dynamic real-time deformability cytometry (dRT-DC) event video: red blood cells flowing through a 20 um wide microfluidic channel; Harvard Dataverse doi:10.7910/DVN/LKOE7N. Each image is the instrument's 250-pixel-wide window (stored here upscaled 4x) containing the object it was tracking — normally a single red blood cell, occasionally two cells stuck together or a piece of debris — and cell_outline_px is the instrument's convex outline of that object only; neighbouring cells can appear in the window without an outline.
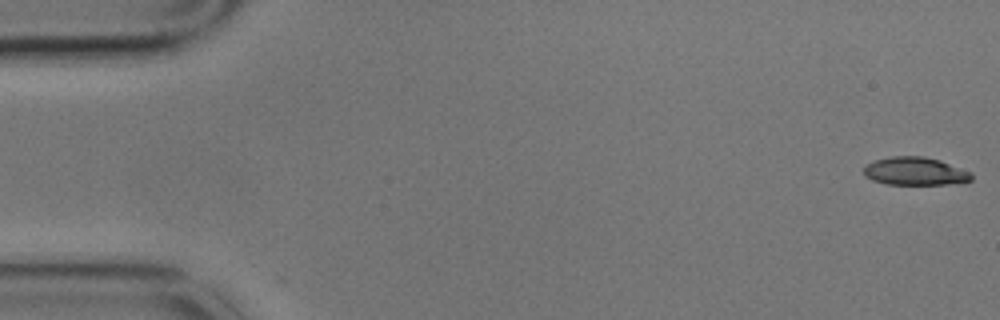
{"species": "common noctule bat (a hibernating species)", "species_latin": "Nyctalus noctula", "temperature_condition": "cold", "stored_images_in_passage": 2, "camera_frame_rate_fps": 3000, "um_per_image_px": 0.085, "animal": {"sex": "male", "body_mass_g": 17.9}, "frame": {"image": 1, "passage_image": 2, "time_ms": 0.333, "image_size_px": [1000, 320], "cell_outline_px": [[972, 180], [964, 184], [888, 184], [872, 180], [864, 176], [864, 168], [868, 164], [876, 160], [892, 156], [924, 156], [940, 160], [972, 172]], "centroid_in_image_um": [77.85, 14.56], "position_along_channel_um": 7.2, "area_um2": 17.74}}